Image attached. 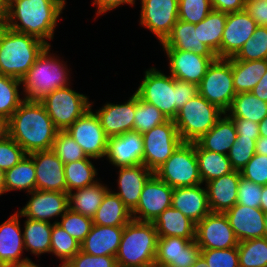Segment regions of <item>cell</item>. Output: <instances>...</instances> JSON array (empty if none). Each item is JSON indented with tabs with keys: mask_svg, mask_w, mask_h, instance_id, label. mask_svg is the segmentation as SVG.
<instances>
[{
	"mask_svg": "<svg viewBox=\"0 0 267 267\" xmlns=\"http://www.w3.org/2000/svg\"><path fill=\"white\" fill-rule=\"evenodd\" d=\"M9 136L31 154L52 149L59 131L40 101L24 100L8 120Z\"/></svg>",
	"mask_w": 267,
	"mask_h": 267,
	"instance_id": "cell-1",
	"label": "cell"
},
{
	"mask_svg": "<svg viewBox=\"0 0 267 267\" xmlns=\"http://www.w3.org/2000/svg\"><path fill=\"white\" fill-rule=\"evenodd\" d=\"M63 8V2L56 0H6L5 26L34 36L50 46L46 40L53 38Z\"/></svg>",
	"mask_w": 267,
	"mask_h": 267,
	"instance_id": "cell-2",
	"label": "cell"
},
{
	"mask_svg": "<svg viewBox=\"0 0 267 267\" xmlns=\"http://www.w3.org/2000/svg\"><path fill=\"white\" fill-rule=\"evenodd\" d=\"M143 101L153 104L163 115L174 120L191 98L199 94L198 85L166 76L155 68L145 72V77L135 92Z\"/></svg>",
	"mask_w": 267,
	"mask_h": 267,
	"instance_id": "cell-3",
	"label": "cell"
},
{
	"mask_svg": "<svg viewBox=\"0 0 267 267\" xmlns=\"http://www.w3.org/2000/svg\"><path fill=\"white\" fill-rule=\"evenodd\" d=\"M47 46L4 25L0 31V74L21 80Z\"/></svg>",
	"mask_w": 267,
	"mask_h": 267,
	"instance_id": "cell-4",
	"label": "cell"
},
{
	"mask_svg": "<svg viewBox=\"0 0 267 267\" xmlns=\"http://www.w3.org/2000/svg\"><path fill=\"white\" fill-rule=\"evenodd\" d=\"M158 235L153 222L132 219L124 226L116 255L118 267L155 266Z\"/></svg>",
	"mask_w": 267,
	"mask_h": 267,
	"instance_id": "cell-5",
	"label": "cell"
},
{
	"mask_svg": "<svg viewBox=\"0 0 267 267\" xmlns=\"http://www.w3.org/2000/svg\"><path fill=\"white\" fill-rule=\"evenodd\" d=\"M47 46L36 58L35 63L22 77L21 83L26 93L24 100L41 101L58 88L68 86L67 68L49 54Z\"/></svg>",
	"mask_w": 267,
	"mask_h": 267,
	"instance_id": "cell-6",
	"label": "cell"
},
{
	"mask_svg": "<svg viewBox=\"0 0 267 267\" xmlns=\"http://www.w3.org/2000/svg\"><path fill=\"white\" fill-rule=\"evenodd\" d=\"M222 114L225 112L197 94L178 110L173 121L182 141L193 143L206 134Z\"/></svg>",
	"mask_w": 267,
	"mask_h": 267,
	"instance_id": "cell-7",
	"label": "cell"
},
{
	"mask_svg": "<svg viewBox=\"0 0 267 267\" xmlns=\"http://www.w3.org/2000/svg\"><path fill=\"white\" fill-rule=\"evenodd\" d=\"M154 174L172 188L202 185L195 142H183Z\"/></svg>",
	"mask_w": 267,
	"mask_h": 267,
	"instance_id": "cell-8",
	"label": "cell"
},
{
	"mask_svg": "<svg viewBox=\"0 0 267 267\" xmlns=\"http://www.w3.org/2000/svg\"><path fill=\"white\" fill-rule=\"evenodd\" d=\"M199 94L227 113L236 92L233 85L232 57L216 58L198 85Z\"/></svg>",
	"mask_w": 267,
	"mask_h": 267,
	"instance_id": "cell-9",
	"label": "cell"
},
{
	"mask_svg": "<svg viewBox=\"0 0 267 267\" xmlns=\"http://www.w3.org/2000/svg\"><path fill=\"white\" fill-rule=\"evenodd\" d=\"M40 102L59 131H66L91 108L87 96L75 92L68 86L56 89Z\"/></svg>",
	"mask_w": 267,
	"mask_h": 267,
	"instance_id": "cell-10",
	"label": "cell"
},
{
	"mask_svg": "<svg viewBox=\"0 0 267 267\" xmlns=\"http://www.w3.org/2000/svg\"><path fill=\"white\" fill-rule=\"evenodd\" d=\"M143 135V165L153 172L183 143L173 120L155 126Z\"/></svg>",
	"mask_w": 267,
	"mask_h": 267,
	"instance_id": "cell-11",
	"label": "cell"
},
{
	"mask_svg": "<svg viewBox=\"0 0 267 267\" xmlns=\"http://www.w3.org/2000/svg\"><path fill=\"white\" fill-rule=\"evenodd\" d=\"M66 132L83 149L87 157H104L107 150L108 137L104 133L101 122L91 108L78 118Z\"/></svg>",
	"mask_w": 267,
	"mask_h": 267,
	"instance_id": "cell-12",
	"label": "cell"
},
{
	"mask_svg": "<svg viewBox=\"0 0 267 267\" xmlns=\"http://www.w3.org/2000/svg\"><path fill=\"white\" fill-rule=\"evenodd\" d=\"M195 241L201 249H226L239 244L227 217L220 212H210L196 224Z\"/></svg>",
	"mask_w": 267,
	"mask_h": 267,
	"instance_id": "cell-13",
	"label": "cell"
},
{
	"mask_svg": "<svg viewBox=\"0 0 267 267\" xmlns=\"http://www.w3.org/2000/svg\"><path fill=\"white\" fill-rule=\"evenodd\" d=\"M173 191L174 188L153 174L143 187L138 205L132 211V218L153 222L165 209L172 206Z\"/></svg>",
	"mask_w": 267,
	"mask_h": 267,
	"instance_id": "cell-14",
	"label": "cell"
},
{
	"mask_svg": "<svg viewBox=\"0 0 267 267\" xmlns=\"http://www.w3.org/2000/svg\"><path fill=\"white\" fill-rule=\"evenodd\" d=\"M201 254L195 240L158 237L155 267H191Z\"/></svg>",
	"mask_w": 267,
	"mask_h": 267,
	"instance_id": "cell-15",
	"label": "cell"
},
{
	"mask_svg": "<svg viewBox=\"0 0 267 267\" xmlns=\"http://www.w3.org/2000/svg\"><path fill=\"white\" fill-rule=\"evenodd\" d=\"M141 25L162 43L178 21L179 0H141Z\"/></svg>",
	"mask_w": 267,
	"mask_h": 267,
	"instance_id": "cell-16",
	"label": "cell"
},
{
	"mask_svg": "<svg viewBox=\"0 0 267 267\" xmlns=\"http://www.w3.org/2000/svg\"><path fill=\"white\" fill-rule=\"evenodd\" d=\"M36 171V190L67 192L64 163L52 149L29 154Z\"/></svg>",
	"mask_w": 267,
	"mask_h": 267,
	"instance_id": "cell-17",
	"label": "cell"
},
{
	"mask_svg": "<svg viewBox=\"0 0 267 267\" xmlns=\"http://www.w3.org/2000/svg\"><path fill=\"white\" fill-rule=\"evenodd\" d=\"M171 75L178 80L199 85L216 56H202L193 51L165 49Z\"/></svg>",
	"mask_w": 267,
	"mask_h": 267,
	"instance_id": "cell-18",
	"label": "cell"
},
{
	"mask_svg": "<svg viewBox=\"0 0 267 267\" xmlns=\"http://www.w3.org/2000/svg\"><path fill=\"white\" fill-rule=\"evenodd\" d=\"M224 214L239 242L266 237V213L261 208L235 204Z\"/></svg>",
	"mask_w": 267,
	"mask_h": 267,
	"instance_id": "cell-19",
	"label": "cell"
},
{
	"mask_svg": "<svg viewBox=\"0 0 267 267\" xmlns=\"http://www.w3.org/2000/svg\"><path fill=\"white\" fill-rule=\"evenodd\" d=\"M256 27V21L245 10L227 13L221 41V58L234 57L247 40L252 38Z\"/></svg>",
	"mask_w": 267,
	"mask_h": 267,
	"instance_id": "cell-20",
	"label": "cell"
},
{
	"mask_svg": "<svg viewBox=\"0 0 267 267\" xmlns=\"http://www.w3.org/2000/svg\"><path fill=\"white\" fill-rule=\"evenodd\" d=\"M29 194L31 199L20 210V216L49 223L50 218L62 216L68 209L67 192L34 190Z\"/></svg>",
	"mask_w": 267,
	"mask_h": 267,
	"instance_id": "cell-21",
	"label": "cell"
},
{
	"mask_svg": "<svg viewBox=\"0 0 267 267\" xmlns=\"http://www.w3.org/2000/svg\"><path fill=\"white\" fill-rule=\"evenodd\" d=\"M143 135L136 131L108 138L105 156L116 167L143 164Z\"/></svg>",
	"mask_w": 267,
	"mask_h": 267,
	"instance_id": "cell-22",
	"label": "cell"
},
{
	"mask_svg": "<svg viewBox=\"0 0 267 267\" xmlns=\"http://www.w3.org/2000/svg\"><path fill=\"white\" fill-rule=\"evenodd\" d=\"M136 93L124 104L107 103L96 112L106 136L113 137L134 131Z\"/></svg>",
	"mask_w": 267,
	"mask_h": 267,
	"instance_id": "cell-23",
	"label": "cell"
},
{
	"mask_svg": "<svg viewBox=\"0 0 267 267\" xmlns=\"http://www.w3.org/2000/svg\"><path fill=\"white\" fill-rule=\"evenodd\" d=\"M240 178V171L234 170L229 174L206 182L210 212L224 213L236 204Z\"/></svg>",
	"mask_w": 267,
	"mask_h": 267,
	"instance_id": "cell-24",
	"label": "cell"
},
{
	"mask_svg": "<svg viewBox=\"0 0 267 267\" xmlns=\"http://www.w3.org/2000/svg\"><path fill=\"white\" fill-rule=\"evenodd\" d=\"M124 226H101L93 224L90 233L80 244V250L93 256L116 257Z\"/></svg>",
	"mask_w": 267,
	"mask_h": 267,
	"instance_id": "cell-25",
	"label": "cell"
},
{
	"mask_svg": "<svg viewBox=\"0 0 267 267\" xmlns=\"http://www.w3.org/2000/svg\"><path fill=\"white\" fill-rule=\"evenodd\" d=\"M172 207L197 224L210 213L206 189L200 185L174 188Z\"/></svg>",
	"mask_w": 267,
	"mask_h": 267,
	"instance_id": "cell-26",
	"label": "cell"
},
{
	"mask_svg": "<svg viewBox=\"0 0 267 267\" xmlns=\"http://www.w3.org/2000/svg\"><path fill=\"white\" fill-rule=\"evenodd\" d=\"M118 185L120 191L115 193L132 212L138 205V201L147 180L154 172L143 164L135 166L118 167Z\"/></svg>",
	"mask_w": 267,
	"mask_h": 267,
	"instance_id": "cell-27",
	"label": "cell"
},
{
	"mask_svg": "<svg viewBox=\"0 0 267 267\" xmlns=\"http://www.w3.org/2000/svg\"><path fill=\"white\" fill-rule=\"evenodd\" d=\"M19 215L14 214L0 225V267H6L29 260L21 259L24 249L23 234H21Z\"/></svg>",
	"mask_w": 267,
	"mask_h": 267,
	"instance_id": "cell-28",
	"label": "cell"
},
{
	"mask_svg": "<svg viewBox=\"0 0 267 267\" xmlns=\"http://www.w3.org/2000/svg\"><path fill=\"white\" fill-rule=\"evenodd\" d=\"M161 44L164 49L193 51L202 56H216L205 44L199 41L198 23L192 24L178 19L170 34Z\"/></svg>",
	"mask_w": 267,
	"mask_h": 267,
	"instance_id": "cell-29",
	"label": "cell"
},
{
	"mask_svg": "<svg viewBox=\"0 0 267 267\" xmlns=\"http://www.w3.org/2000/svg\"><path fill=\"white\" fill-rule=\"evenodd\" d=\"M153 224L158 237L175 236L195 240L196 224L172 206L156 217Z\"/></svg>",
	"mask_w": 267,
	"mask_h": 267,
	"instance_id": "cell-30",
	"label": "cell"
},
{
	"mask_svg": "<svg viewBox=\"0 0 267 267\" xmlns=\"http://www.w3.org/2000/svg\"><path fill=\"white\" fill-rule=\"evenodd\" d=\"M224 115L206 134L196 141L202 149L220 154H228L235 143L237 132L233 119L227 116L229 114L225 113Z\"/></svg>",
	"mask_w": 267,
	"mask_h": 267,
	"instance_id": "cell-31",
	"label": "cell"
},
{
	"mask_svg": "<svg viewBox=\"0 0 267 267\" xmlns=\"http://www.w3.org/2000/svg\"><path fill=\"white\" fill-rule=\"evenodd\" d=\"M132 219L130 209L115 193L108 190L92 221L93 224L101 226H125Z\"/></svg>",
	"mask_w": 267,
	"mask_h": 267,
	"instance_id": "cell-32",
	"label": "cell"
},
{
	"mask_svg": "<svg viewBox=\"0 0 267 267\" xmlns=\"http://www.w3.org/2000/svg\"><path fill=\"white\" fill-rule=\"evenodd\" d=\"M267 72V59L242 61L232 57L233 85L236 94L251 92Z\"/></svg>",
	"mask_w": 267,
	"mask_h": 267,
	"instance_id": "cell-33",
	"label": "cell"
},
{
	"mask_svg": "<svg viewBox=\"0 0 267 267\" xmlns=\"http://www.w3.org/2000/svg\"><path fill=\"white\" fill-rule=\"evenodd\" d=\"M108 190L106 186L99 182L76 189V193H68V209L93 218Z\"/></svg>",
	"mask_w": 267,
	"mask_h": 267,
	"instance_id": "cell-34",
	"label": "cell"
},
{
	"mask_svg": "<svg viewBox=\"0 0 267 267\" xmlns=\"http://www.w3.org/2000/svg\"><path fill=\"white\" fill-rule=\"evenodd\" d=\"M226 20L227 13L212 10L198 23L199 41L205 44L217 58H221V41Z\"/></svg>",
	"mask_w": 267,
	"mask_h": 267,
	"instance_id": "cell-35",
	"label": "cell"
},
{
	"mask_svg": "<svg viewBox=\"0 0 267 267\" xmlns=\"http://www.w3.org/2000/svg\"><path fill=\"white\" fill-rule=\"evenodd\" d=\"M195 153L202 183L234 171L226 154L204 150L196 142Z\"/></svg>",
	"mask_w": 267,
	"mask_h": 267,
	"instance_id": "cell-36",
	"label": "cell"
},
{
	"mask_svg": "<svg viewBox=\"0 0 267 267\" xmlns=\"http://www.w3.org/2000/svg\"><path fill=\"white\" fill-rule=\"evenodd\" d=\"M227 111L230 112L231 119H247L260 123L267 116V102L250 92L238 93Z\"/></svg>",
	"mask_w": 267,
	"mask_h": 267,
	"instance_id": "cell-37",
	"label": "cell"
},
{
	"mask_svg": "<svg viewBox=\"0 0 267 267\" xmlns=\"http://www.w3.org/2000/svg\"><path fill=\"white\" fill-rule=\"evenodd\" d=\"M5 190H36V171L33 158L26 154L21 161L4 172Z\"/></svg>",
	"mask_w": 267,
	"mask_h": 267,
	"instance_id": "cell-38",
	"label": "cell"
},
{
	"mask_svg": "<svg viewBox=\"0 0 267 267\" xmlns=\"http://www.w3.org/2000/svg\"><path fill=\"white\" fill-rule=\"evenodd\" d=\"M53 224L27 218L23 232L24 248L32 254L50 253Z\"/></svg>",
	"mask_w": 267,
	"mask_h": 267,
	"instance_id": "cell-39",
	"label": "cell"
},
{
	"mask_svg": "<svg viewBox=\"0 0 267 267\" xmlns=\"http://www.w3.org/2000/svg\"><path fill=\"white\" fill-rule=\"evenodd\" d=\"M91 157L64 164L67 193L95 184L96 169L89 160Z\"/></svg>",
	"mask_w": 267,
	"mask_h": 267,
	"instance_id": "cell-40",
	"label": "cell"
},
{
	"mask_svg": "<svg viewBox=\"0 0 267 267\" xmlns=\"http://www.w3.org/2000/svg\"><path fill=\"white\" fill-rule=\"evenodd\" d=\"M237 250L239 267L267 265V237L239 242Z\"/></svg>",
	"mask_w": 267,
	"mask_h": 267,
	"instance_id": "cell-41",
	"label": "cell"
},
{
	"mask_svg": "<svg viewBox=\"0 0 267 267\" xmlns=\"http://www.w3.org/2000/svg\"><path fill=\"white\" fill-rule=\"evenodd\" d=\"M80 251V243L69 235L60 225L53 224L50 252L63 261L60 267L68 263Z\"/></svg>",
	"mask_w": 267,
	"mask_h": 267,
	"instance_id": "cell-42",
	"label": "cell"
},
{
	"mask_svg": "<svg viewBox=\"0 0 267 267\" xmlns=\"http://www.w3.org/2000/svg\"><path fill=\"white\" fill-rule=\"evenodd\" d=\"M21 80L0 74V116L9 120L24 99H20Z\"/></svg>",
	"mask_w": 267,
	"mask_h": 267,
	"instance_id": "cell-43",
	"label": "cell"
},
{
	"mask_svg": "<svg viewBox=\"0 0 267 267\" xmlns=\"http://www.w3.org/2000/svg\"><path fill=\"white\" fill-rule=\"evenodd\" d=\"M168 119L153 104L143 101L136 94V109L134 117V131L141 134L151 130Z\"/></svg>",
	"mask_w": 267,
	"mask_h": 267,
	"instance_id": "cell-44",
	"label": "cell"
},
{
	"mask_svg": "<svg viewBox=\"0 0 267 267\" xmlns=\"http://www.w3.org/2000/svg\"><path fill=\"white\" fill-rule=\"evenodd\" d=\"M233 58L242 61L267 59V27L257 26L252 38L247 40Z\"/></svg>",
	"mask_w": 267,
	"mask_h": 267,
	"instance_id": "cell-45",
	"label": "cell"
},
{
	"mask_svg": "<svg viewBox=\"0 0 267 267\" xmlns=\"http://www.w3.org/2000/svg\"><path fill=\"white\" fill-rule=\"evenodd\" d=\"M61 222H54L60 225L69 235L76 239L80 244L90 233L93 225L92 218L74 212L70 209L61 216Z\"/></svg>",
	"mask_w": 267,
	"mask_h": 267,
	"instance_id": "cell-46",
	"label": "cell"
},
{
	"mask_svg": "<svg viewBox=\"0 0 267 267\" xmlns=\"http://www.w3.org/2000/svg\"><path fill=\"white\" fill-rule=\"evenodd\" d=\"M52 150L64 164L87 158L83 149L66 131L57 132Z\"/></svg>",
	"mask_w": 267,
	"mask_h": 267,
	"instance_id": "cell-47",
	"label": "cell"
},
{
	"mask_svg": "<svg viewBox=\"0 0 267 267\" xmlns=\"http://www.w3.org/2000/svg\"><path fill=\"white\" fill-rule=\"evenodd\" d=\"M210 0H179L178 19L197 24L212 11Z\"/></svg>",
	"mask_w": 267,
	"mask_h": 267,
	"instance_id": "cell-48",
	"label": "cell"
},
{
	"mask_svg": "<svg viewBox=\"0 0 267 267\" xmlns=\"http://www.w3.org/2000/svg\"><path fill=\"white\" fill-rule=\"evenodd\" d=\"M256 140L250 138H236L227 157L234 170L240 171L255 155Z\"/></svg>",
	"mask_w": 267,
	"mask_h": 267,
	"instance_id": "cell-49",
	"label": "cell"
},
{
	"mask_svg": "<svg viewBox=\"0 0 267 267\" xmlns=\"http://www.w3.org/2000/svg\"><path fill=\"white\" fill-rule=\"evenodd\" d=\"M208 267H239L237 247L226 249H201L200 254Z\"/></svg>",
	"mask_w": 267,
	"mask_h": 267,
	"instance_id": "cell-50",
	"label": "cell"
},
{
	"mask_svg": "<svg viewBox=\"0 0 267 267\" xmlns=\"http://www.w3.org/2000/svg\"><path fill=\"white\" fill-rule=\"evenodd\" d=\"M26 155L23 148L10 136L0 141V169L7 171Z\"/></svg>",
	"mask_w": 267,
	"mask_h": 267,
	"instance_id": "cell-51",
	"label": "cell"
},
{
	"mask_svg": "<svg viewBox=\"0 0 267 267\" xmlns=\"http://www.w3.org/2000/svg\"><path fill=\"white\" fill-rule=\"evenodd\" d=\"M241 177L259 185H267V156L256 154L240 170Z\"/></svg>",
	"mask_w": 267,
	"mask_h": 267,
	"instance_id": "cell-52",
	"label": "cell"
},
{
	"mask_svg": "<svg viewBox=\"0 0 267 267\" xmlns=\"http://www.w3.org/2000/svg\"><path fill=\"white\" fill-rule=\"evenodd\" d=\"M262 185L240 178L236 204L260 208Z\"/></svg>",
	"mask_w": 267,
	"mask_h": 267,
	"instance_id": "cell-53",
	"label": "cell"
},
{
	"mask_svg": "<svg viewBox=\"0 0 267 267\" xmlns=\"http://www.w3.org/2000/svg\"><path fill=\"white\" fill-rule=\"evenodd\" d=\"M63 267H118L114 256H93L79 251Z\"/></svg>",
	"mask_w": 267,
	"mask_h": 267,
	"instance_id": "cell-54",
	"label": "cell"
},
{
	"mask_svg": "<svg viewBox=\"0 0 267 267\" xmlns=\"http://www.w3.org/2000/svg\"><path fill=\"white\" fill-rule=\"evenodd\" d=\"M244 10L256 21L257 26L267 27V0H245Z\"/></svg>",
	"mask_w": 267,
	"mask_h": 267,
	"instance_id": "cell-55",
	"label": "cell"
},
{
	"mask_svg": "<svg viewBox=\"0 0 267 267\" xmlns=\"http://www.w3.org/2000/svg\"><path fill=\"white\" fill-rule=\"evenodd\" d=\"M237 132L236 138H250L257 140L260 137L259 123L247 119H233Z\"/></svg>",
	"mask_w": 267,
	"mask_h": 267,
	"instance_id": "cell-56",
	"label": "cell"
},
{
	"mask_svg": "<svg viewBox=\"0 0 267 267\" xmlns=\"http://www.w3.org/2000/svg\"><path fill=\"white\" fill-rule=\"evenodd\" d=\"M213 10L234 13L245 9V0H210Z\"/></svg>",
	"mask_w": 267,
	"mask_h": 267,
	"instance_id": "cell-57",
	"label": "cell"
},
{
	"mask_svg": "<svg viewBox=\"0 0 267 267\" xmlns=\"http://www.w3.org/2000/svg\"><path fill=\"white\" fill-rule=\"evenodd\" d=\"M134 4L135 0H94L93 4L98 5L97 14L105 13L121 4Z\"/></svg>",
	"mask_w": 267,
	"mask_h": 267,
	"instance_id": "cell-58",
	"label": "cell"
},
{
	"mask_svg": "<svg viewBox=\"0 0 267 267\" xmlns=\"http://www.w3.org/2000/svg\"><path fill=\"white\" fill-rule=\"evenodd\" d=\"M250 93L267 102V72L263 75V77Z\"/></svg>",
	"mask_w": 267,
	"mask_h": 267,
	"instance_id": "cell-59",
	"label": "cell"
},
{
	"mask_svg": "<svg viewBox=\"0 0 267 267\" xmlns=\"http://www.w3.org/2000/svg\"><path fill=\"white\" fill-rule=\"evenodd\" d=\"M255 153L267 156V137L260 136L256 140Z\"/></svg>",
	"mask_w": 267,
	"mask_h": 267,
	"instance_id": "cell-60",
	"label": "cell"
},
{
	"mask_svg": "<svg viewBox=\"0 0 267 267\" xmlns=\"http://www.w3.org/2000/svg\"><path fill=\"white\" fill-rule=\"evenodd\" d=\"M9 136L8 120L0 116V141Z\"/></svg>",
	"mask_w": 267,
	"mask_h": 267,
	"instance_id": "cell-61",
	"label": "cell"
},
{
	"mask_svg": "<svg viewBox=\"0 0 267 267\" xmlns=\"http://www.w3.org/2000/svg\"><path fill=\"white\" fill-rule=\"evenodd\" d=\"M260 208L267 214V185L262 186Z\"/></svg>",
	"mask_w": 267,
	"mask_h": 267,
	"instance_id": "cell-62",
	"label": "cell"
},
{
	"mask_svg": "<svg viewBox=\"0 0 267 267\" xmlns=\"http://www.w3.org/2000/svg\"><path fill=\"white\" fill-rule=\"evenodd\" d=\"M260 136L267 137V116L259 123Z\"/></svg>",
	"mask_w": 267,
	"mask_h": 267,
	"instance_id": "cell-63",
	"label": "cell"
},
{
	"mask_svg": "<svg viewBox=\"0 0 267 267\" xmlns=\"http://www.w3.org/2000/svg\"><path fill=\"white\" fill-rule=\"evenodd\" d=\"M6 20V0H0V21Z\"/></svg>",
	"mask_w": 267,
	"mask_h": 267,
	"instance_id": "cell-64",
	"label": "cell"
},
{
	"mask_svg": "<svg viewBox=\"0 0 267 267\" xmlns=\"http://www.w3.org/2000/svg\"><path fill=\"white\" fill-rule=\"evenodd\" d=\"M6 267H39L37 266L35 263L31 262V260H27L18 264H13L10 266H6Z\"/></svg>",
	"mask_w": 267,
	"mask_h": 267,
	"instance_id": "cell-65",
	"label": "cell"
},
{
	"mask_svg": "<svg viewBox=\"0 0 267 267\" xmlns=\"http://www.w3.org/2000/svg\"><path fill=\"white\" fill-rule=\"evenodd\" d=\"M191 267H208L205 259L200 255Z\"/></svg>",
	"mask_w": 267,
	"mask_h": 267,
	"instance_id": "cell-66",
	"label": "cell"
},
{
	"mask_svg": "<svg viewBox=\"0 0 267 267\" xmlns=\"http://www.w3.org/2000/svg\"><path fill=\"white\" fill-rule=\"evenodd\" d=\"M5 180H4V171L0 169V195L5 193Z\"/></svg>",
	"mask_w": 267,
	"mask_h": 267,
	"instance_id": "cell-67",
	"label": "cell"
},
{
	"mask_svg": "<svg viewBox=\"0 0 267 267\" xmlns=\"http://www.w3.org/2000/svg\"><path fill=\"white\" fill-rule=\"evenodd\" d=\"M265 228H266V237H267V214L265 215Z\"/></svg>",
	"mask_w": 267,
	"mask_h": 267,
	"instance_id": "cell-68",
	"label": "cell"
},
{
	"mask_svg": "<svg viewBox=\"0 0 267 267\" xmlns=\"http://www.w3.org/2000/svg\"><path fill=\"white\" fill-rule=\"evenodd\" d=\"M4 25H5V21H0V31L2 30Z\"/></svg>",
	"mask_w": 267,
	"mask_h": 267,
	"instance_id": "cell-69",
	"label": "cell"
},
{
	"mask_svg": "<svg viewBox=\"0 0 267 267\" xmlns=\"http://www.w3.org/2000/svg\"><path fill=\"white\" fill-rule=\"evenodd\" d=\"M57 2H63V4L65 5V0H56Z\"/></svg>",
	"mask_w": 267,
	"mask_h": 267,
	"instance_id": "cell-70",
	"label": "cell"
}]
</instances>
